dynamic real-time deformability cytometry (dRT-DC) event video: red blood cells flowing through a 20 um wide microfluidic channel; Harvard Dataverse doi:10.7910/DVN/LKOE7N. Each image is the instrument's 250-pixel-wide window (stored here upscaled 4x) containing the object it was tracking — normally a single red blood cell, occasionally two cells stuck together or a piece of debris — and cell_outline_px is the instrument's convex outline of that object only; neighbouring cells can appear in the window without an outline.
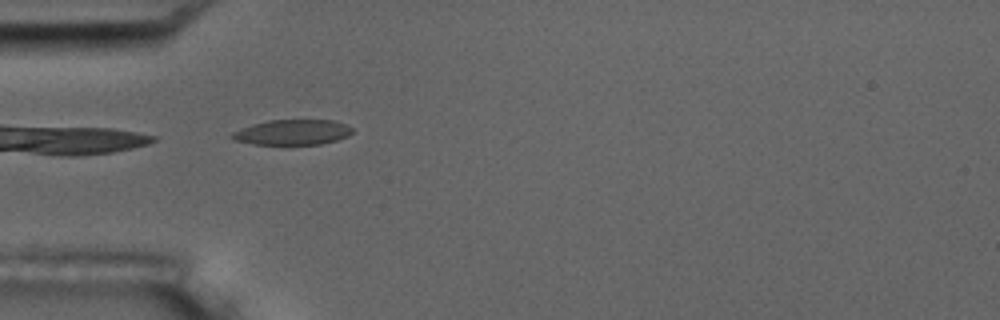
{"species": "common noctule bat (a hibernating species)", "species_latin": "Nyctalus noctula", "temperature_condition": "room temperature", "stored_images_in_passage": 4, "camera_frame_rate_fps": 3000, "um_per_image_px": 0.085, "animal": {"sex": "male", "body_mass_g": 17.5, "forearm_length_mm": 52.3}, "frame": {"image": 1, "passage_image": 1, "time_ms": 0.0, "image_size_px": [1000, 320], "cell_outline_px": [[352, 132], [348, 136], [336, 140], [320, 144], [252, 144], [232, 140], [228, 136], [232, 132], [240, 128], [252, 124], [268, 120], [332, 120], [344, 124], [352, 128]], "centroid_in_image_um": [24.79, 11.24], "position_along_channel_um": 60.2, "area_um2": 17.74}}
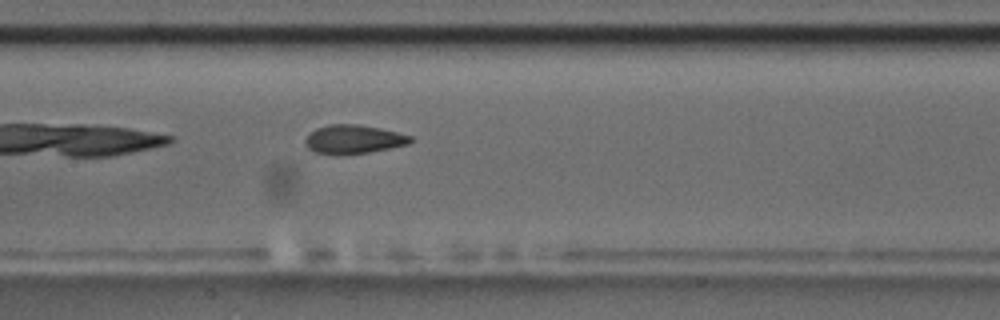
{"frame": {"image": 2, "passage_image": 4, "time_ms": 3.333, "image_size_px": [1000, 320], "cell_outline_px": [[412, 140], [408, 144], [368, 152], [316, 152], [308, 148], [304, 140], [316, 128], [328, 124], [360, 124], [380, 128], [412, 136]], "centroid_in_image_um": [30.08, 11.79], "position_along_channel_um": 177.3, "area_um2": 16.88}}